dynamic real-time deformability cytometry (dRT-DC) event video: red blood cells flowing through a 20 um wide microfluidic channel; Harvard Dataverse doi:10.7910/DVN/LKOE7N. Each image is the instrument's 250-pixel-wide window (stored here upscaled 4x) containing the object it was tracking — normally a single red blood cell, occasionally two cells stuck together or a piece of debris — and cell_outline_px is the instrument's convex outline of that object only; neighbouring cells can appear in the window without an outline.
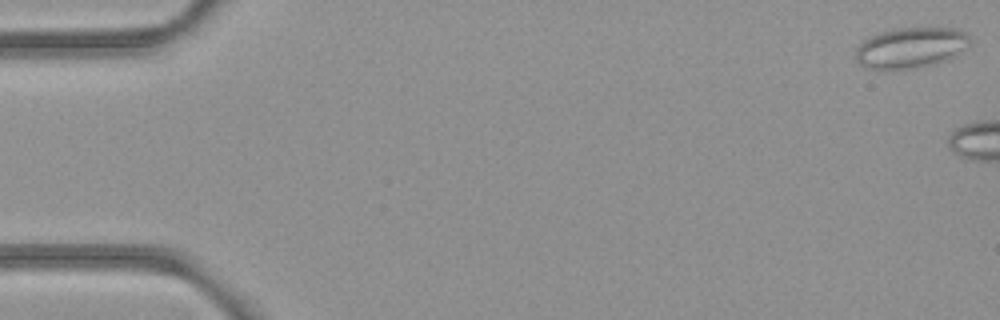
{"species": "common noctule bat (a hibernating species)", "species_latin": "Nyctalus noctula", "temperature_condition": "room temperature", "stored_images_in_passage": 12, "camera_frame_rate_fps": 3000, "um_per_image_px": 0.085, "animal": {"sex": "female", "body_mass_g": 21.9}, "frame": {"image": 1, "passage_image": 1, "time_ms": 0.0, "image_size_px": [1000, 320], "cell_outline_px": [[972, 44], [952, 56], [936, 64], [916, 68], [864, 68], [856, 60], [856, 52], [860, 44], [864, 40], [876, 32], [896, 28], [956, 28], [964, 32], [972, 40]], "centroid_in_image_um": [77.42, 4.03], "position_along_channel_um": 7.6, "area_um2": 26.93}}